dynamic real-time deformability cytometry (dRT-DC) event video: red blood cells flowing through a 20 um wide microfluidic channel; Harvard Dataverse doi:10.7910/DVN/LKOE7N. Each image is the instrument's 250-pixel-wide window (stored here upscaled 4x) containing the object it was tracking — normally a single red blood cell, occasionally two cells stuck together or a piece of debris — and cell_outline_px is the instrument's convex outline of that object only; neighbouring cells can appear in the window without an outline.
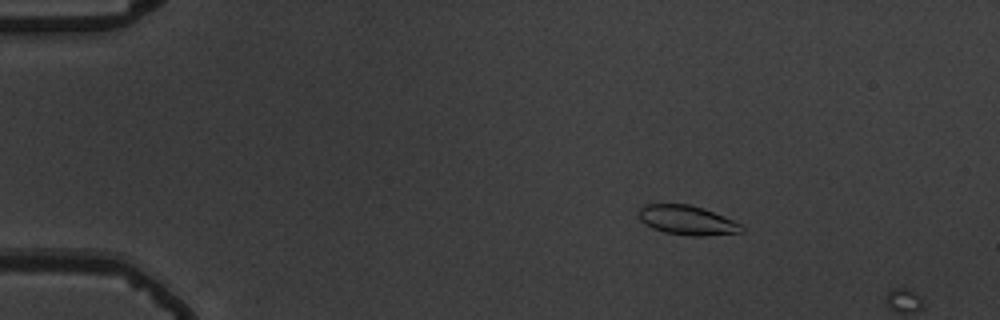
{"species": "common noctule bat (a hibernating species)", "species_latin": "Nyctalus noctula", "temperature_condition": "warm", "stored_images_in_passage": 12, "camera_frame_rate_fps": 3000, "um_per_image_px": 0.085, "animal": {"sex": "male", "body_mass_g": 19.5, "forearm_length_mm": 54.6}, "frame": {"image": 1, "passage_image": 10, "time_ms": 3.0, "image_size_px": [1000, 320], "cell_outline_px": [[744, 232], [704, 236], [692, 236], [664, 232], [652, 228], [640, 220], [640, 208], [644, 204], [692, 204], [704, 208], [724, 216], [740, 224], [744, 228]], "centroid_in_image_um": [58.43, 18.72], "position_along_channel_um": 26.6, "area_um2": 17.63}}